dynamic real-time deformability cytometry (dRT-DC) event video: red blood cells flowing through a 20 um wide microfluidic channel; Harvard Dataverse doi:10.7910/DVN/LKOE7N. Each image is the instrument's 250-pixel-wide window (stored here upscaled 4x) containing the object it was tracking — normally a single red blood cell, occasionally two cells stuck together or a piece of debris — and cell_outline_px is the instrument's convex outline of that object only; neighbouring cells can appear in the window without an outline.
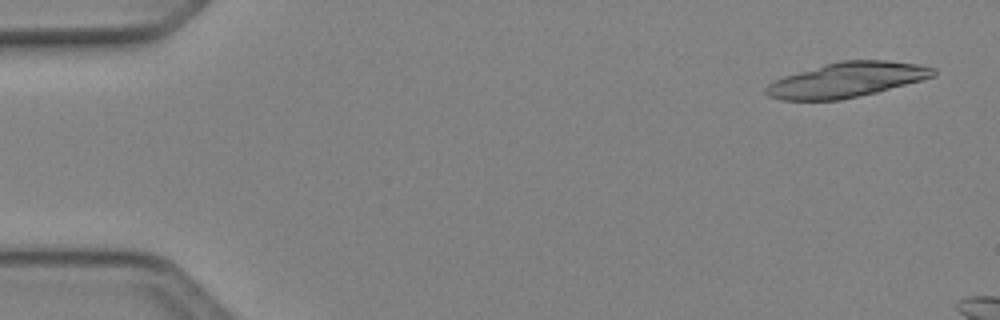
{"species": "Egyptian fruit bat (a non-hibernating species)", "species_latin": "Rousettus aegyptiacus", "temperature_condition": "cold", "stored_images_in_passage": 8, "camera_frame_rate_fps": 3000, "um_per_image_px": 0.085, "animal": {"sex": "female"}, "frame": {"image": 1, "passage_image": 2, "time_ms": 0.333, "image_size_px": [1000, 320], "cell_outline_px": [[936, 76], [876, 92], [840, 100], [780, 100], [768, 96], [764, 92], [764, 88], [772, 80], [784, 76], [824, 64], [840, 60], [888, 60], [920, 64], [936, 68]], "centroid_in_image_um": [71.96, 6.78], "position_along_channel_um": 13.0, "area_um2": 34.16}}